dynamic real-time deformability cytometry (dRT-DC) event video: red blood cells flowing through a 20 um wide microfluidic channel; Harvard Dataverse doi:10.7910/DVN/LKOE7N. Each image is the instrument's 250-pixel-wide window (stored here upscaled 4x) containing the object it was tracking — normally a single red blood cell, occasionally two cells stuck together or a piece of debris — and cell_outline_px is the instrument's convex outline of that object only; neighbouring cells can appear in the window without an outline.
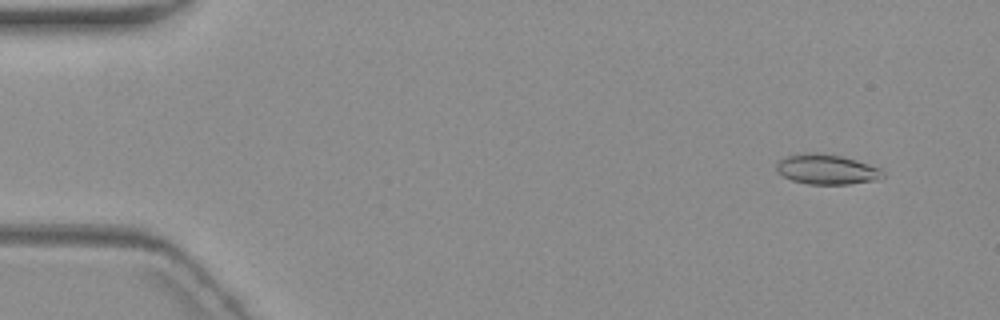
{"species": "common noctule bat (a hibernating species)", "species_latin": "Nyctalus noctula", "temperature_condition": "warm", "stored_images_in_passage": 4, "camera_frame_rate_fps": 3000, "um_per_image_px": 0.085, "animal": {"sex": "female", "body_mass_g": 19.3, "forearm_length_mm": 54.1}, "frame": {"image": 1, "passage_image": 1, "time_ms": 0.0, "image_size_px": [1000, 320], "cell_outline_px": [[884, 176], [880, 180], [848, 184], [808, 184], [792, 180], [776, 172], [776, 164], [780, 160], [788, 156], [804, 152], [816, 152], [840, 156], [856, 160], [880, 168], [884, 172]], "centroid_in_image_um": [70.28, 14.4], "position_along_channel_um": 14.7, "area_um2": 18.67}}
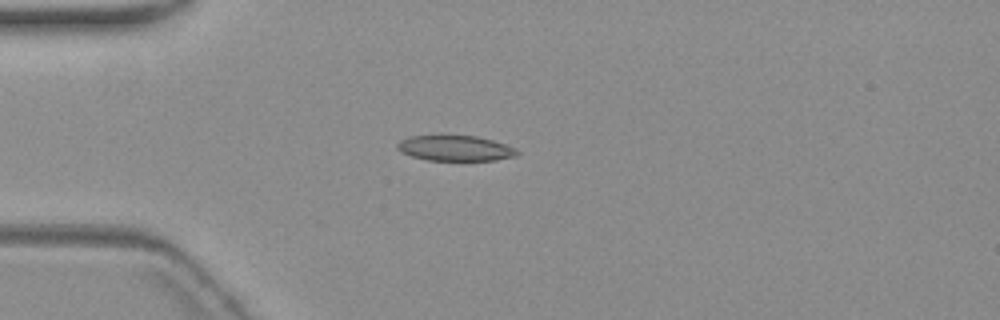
{"frame": {"image": 2, "passage_image": 4, "time_ms": 3.667, "image_size_px": [1000, 320], "cell_outline_px": [[520, 152], [516, 156], [496, 160], [428, 160], [412, 156], [400, 152], [396, 148], [396, 144], [400, 140], [412, 136], [440, 132], [476, 136], [492, 140], [516, 148]], "centroid_in_image_um": [38.64, 12.55], "position_along_channel_um": 46.4, "area_um2": 18.55}}